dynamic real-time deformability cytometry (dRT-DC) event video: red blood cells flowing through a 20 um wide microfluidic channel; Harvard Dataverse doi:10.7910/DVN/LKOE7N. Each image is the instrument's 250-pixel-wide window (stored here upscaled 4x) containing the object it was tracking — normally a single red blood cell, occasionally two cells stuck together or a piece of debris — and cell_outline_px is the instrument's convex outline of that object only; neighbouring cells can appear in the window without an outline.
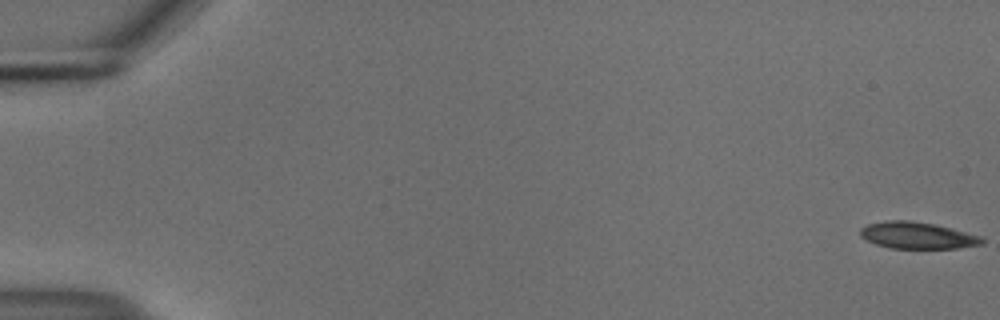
{"species": "common noctule bat (a hibernating species)", "species_latin": "Nyctalus noctula", "temperature_condition": "cold", "stored_images_in_passage": 11, "camera_frame_rate_fps": 3000, "um_per_image_px": 0.085, "animal": {"sex": "male", "body_mass_g": 18.8}, "frame": {"image": 1, "passage_image": 1, "time_ms": 0.0, "image_size_px": [1000, 320], "cell_outline_px": [[984, 244], [960, 248], [892, 248], [876, 244], [860, 236], [860, 228], [868, 224], [884, 220], [908, 220], [932, 224], [952, 228], [984, 236]], "centroid_in_image_um": [78.02, 20.01], "position_along_channel_um": 7.0, "area_um2": 19.02}}
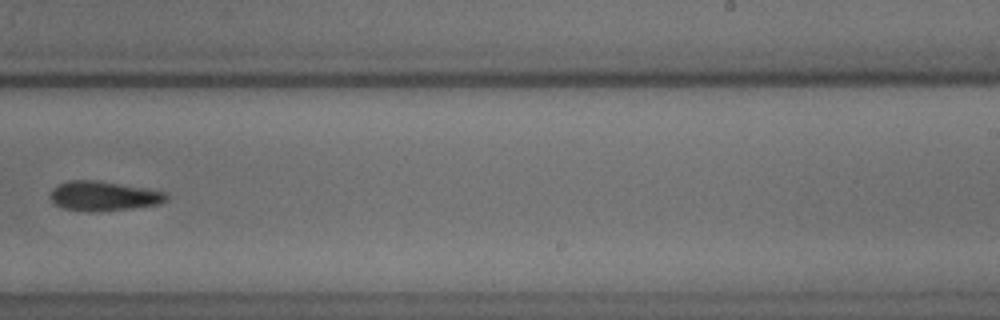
{"frame": {"image": 2, "passage_image": 10, "time_ms": 3.0, "image_size_px": [1000, 320], "cell_outline_px": [[168, 200], [160, 204], [132, 208], [64, 208], [56, 204], [48, 196], [52, 188], [56, 184], [68, 180], [100, 180], [168, 192]], "centroid_in_image_um": [8.84, 16.58], "position_along_channel_um": 280.2, "area_um2": 19.31}}
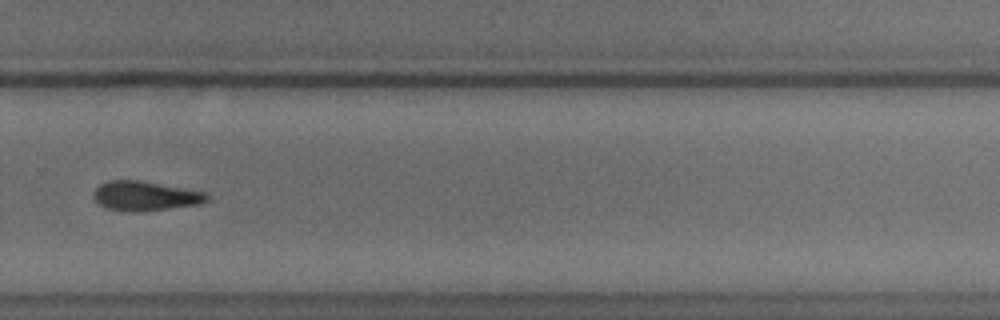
{"frame": {"image": 3, "passage_image": 11, "time_ms": 3.333, "image_size_px": [1000, 320], "cell_outline_px": [[208, 200], [200, 204], [140, 212], [128, 212], [104, 208], [92, 196], [92, 192], [100, 184], [108, 180], [140, 180], [208, 192]], "centroid_in_image_um": [12.33, 16.66], "position_along_channel_um": 317.5, "area_um2": 19.77}}